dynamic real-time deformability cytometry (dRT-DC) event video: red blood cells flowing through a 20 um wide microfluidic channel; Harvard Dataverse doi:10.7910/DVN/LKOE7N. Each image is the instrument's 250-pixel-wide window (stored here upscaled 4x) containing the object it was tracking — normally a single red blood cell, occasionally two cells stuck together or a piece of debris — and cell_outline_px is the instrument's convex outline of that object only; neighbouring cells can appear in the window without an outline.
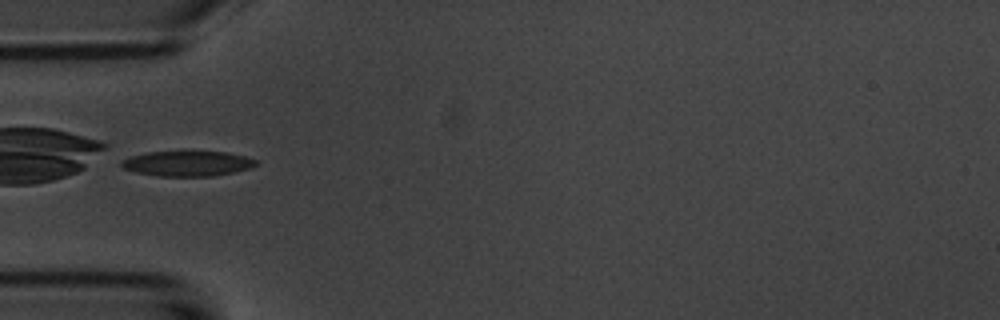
{"species": "common noctule bat (a hibernating species)", "species_latin": "Nyctalus noctula", "temperature_condition": "room temperature", "stored_images_in_passage": 1, "camera_frame_rate_fps": 3000, "um_per_image_px": 0.085, "animal": {"sex": "male", "body_mass_g": 20.1, "forearm_length_mm": 53.5}, "frame": {"image": 1, "passage_image": 1, "time_ms": 0.0, "image_size_px": [1000, 320], "cell_outline_px": [[260, 164], [252, 168], [236, 172], [212, 176], [156, 176], [136, 172], [124, 168], [120, 164], [120, 160], [132, 156], [148, 152], [224, 152], [244, 156], [256, 160]], "centroid_in_image_um": [15.96, 13.91], "position_along_channel_um": 69.0, "area_um2": 19.71}}